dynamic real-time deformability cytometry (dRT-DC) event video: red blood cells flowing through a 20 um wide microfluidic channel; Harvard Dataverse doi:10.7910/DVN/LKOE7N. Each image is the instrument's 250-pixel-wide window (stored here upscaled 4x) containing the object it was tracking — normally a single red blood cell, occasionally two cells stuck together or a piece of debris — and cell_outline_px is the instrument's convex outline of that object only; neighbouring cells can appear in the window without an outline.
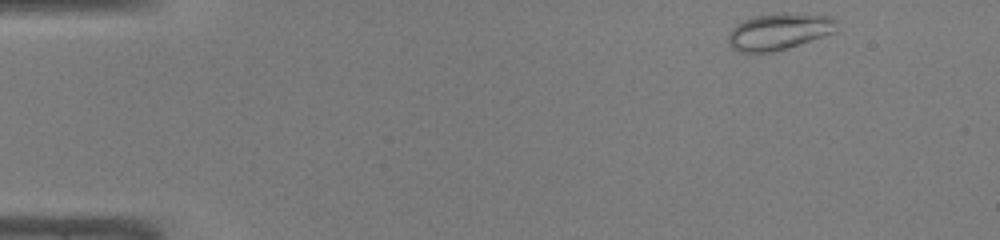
{"species": "common noctule bat (a hibernating species)", "species_latin": "Nyctalus noctula", "temperature_condition": "warm", "stored_images_in_passage": 43, "camera_frame_rate_fps": 3000, "um_per_image_px": 0.085, "animal": {"sex": "male", "body_mass_g": 19.0, "forearm_length_mm": 50.8}, "frame": {"image": 1, "passage_image": 1, "time_ms": 0.0, "image_size_px": [1000, 240], "cell_outline_px": [[836, 20], [832, 32], [772, 52], [740, 52], [732, 48], [728, 44], [728, 32], [736, 24], [744, 20], [756, 16], [784, 12], [832, 16]], "centroid_in_image_um": [66.12, 2.66], "position_along_channel_um": 18.9, "area_um2": 22.54}}
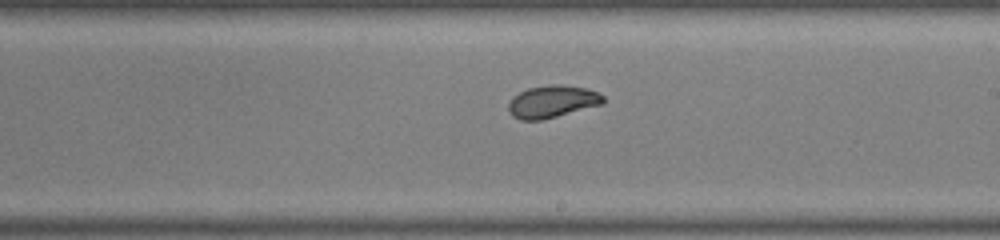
{"frame": {"image": 2, "passage_image": 24, "time_ms": 7.667, "image_size_px": [1000, 240], "cell_outline_px": [[604, 104], [540, 120], [520, 120], [512, 116], [508, 112], [508, 104], [512, 96], [528, 88], [548, 84], [560, 84], [584, 88], [596, 92], [604, 96]], "centroid_in_image_um": [46.91, 8.63], "position_along_channel_um": 242.1, "area_um2": 17.86}}
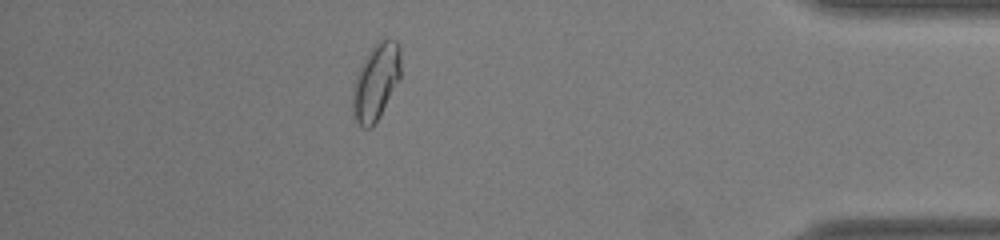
{"frame": {"image": 3, "passage_image": 38, "time_ms": 12.333, "image_size_px": [1000, 240], "cell_outline_px": [[400, 80], [380, 116], [372, 128], [364, 128], [356, 120], [352, 112], [352, 88], [356, 76], [368, 52], [384, 36], [396, 40], [400, 48]], "centroid_in_image_um": [31.97, 6.95], "position_along_channel_um": 403.2, "area_um2": 21.56}, "authors_computed_cell_mechanics": {"area_um2": 19.2474, "velocity_mm_per_s": 4.2645, "shape_relaxation_time_tau1_ms": 3.0273, "shape_relaxation_time_tau2_ms": 1.1062, "deformation_change_tau1": 0.1113, "deformation_change_tau2": 0.0402}}